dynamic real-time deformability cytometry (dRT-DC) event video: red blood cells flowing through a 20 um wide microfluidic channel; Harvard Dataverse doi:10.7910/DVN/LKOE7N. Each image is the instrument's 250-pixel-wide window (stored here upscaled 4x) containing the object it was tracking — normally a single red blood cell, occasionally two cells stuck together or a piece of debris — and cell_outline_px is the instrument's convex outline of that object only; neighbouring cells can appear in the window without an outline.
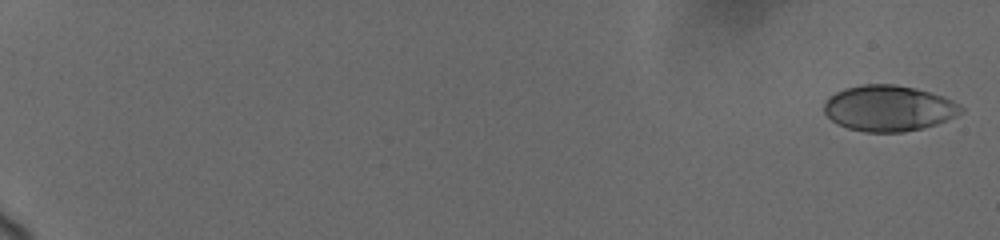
{"species": "human", "species_latin": "Homo sapiens", "temperature_condition": "cold", "stored_images_in_passage": 9, "camera_frame_rate_fps": 3000, "um_per_image_px": 0.085, "donor": {"sex": "female"}, "frame": {"image": 1, "passage_image": 1, "time_ms": 0.0, "image_size_px": [1000, 240], "cell_outline_px": [[964, 108], [956, 116], [936, 124], [924, 128], [904, 132], [864, 132], [848, 128], [832, 120], [824, 112], [824, 104], [828, 96], [844, 88], [864, 84], [896, 84], [916, 88], [952, 100]], "centroid_in_image_um": [75.52, 9.2], "position_along_channel_um": 9.5, "area_um2": 36.47}}
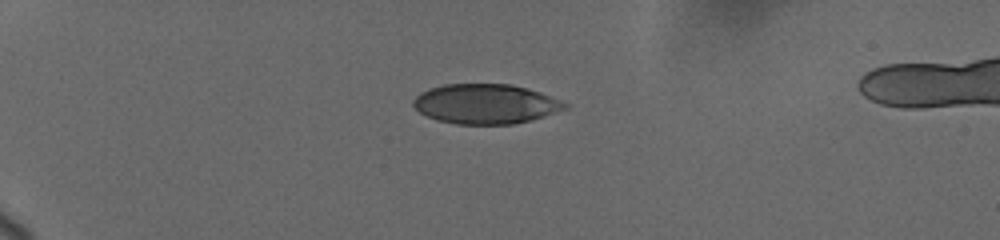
{"frame": {"image": 2, "passage_image": 6, "time_ms": 5.333, "image_size_px": [1000, 240], "cell_outline_px": [[568, 108], [528, 120], [512, 124], [456, 124], [436, 120], [420, 112], [412, 104], [412, 100], [420, 92], [428, 88], [444, 84], [512, 84], [548, 96], [568, 104]], "centroid_in_image_um": [41.19, 8.83], "position_along_channel_um": 43.8, "area_um2": 34.68}}
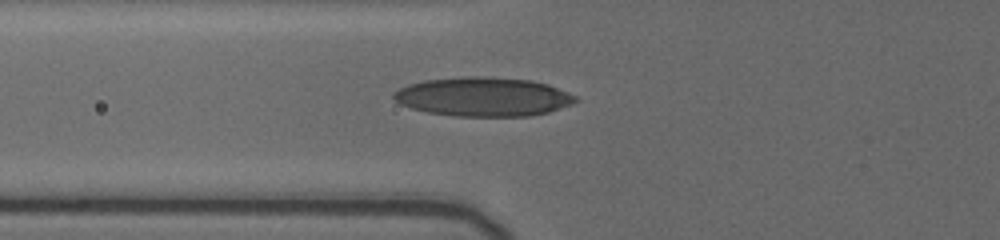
{"frame": {"image": 3, "passage_image": 9, "time_ms": 8.0, "image_size_px": [1000, 240], "cell_outline_px": [[580, 100], [572, 104], [548, 112], [528, 116], [452, 116], [428, 112], [412, 108], [400, 104], [392, 96], [392, 92], [408, 84], [424, 80], [460, 76], [484, 76], [532, 80], [548, 84], [576, 96]], "centroid_in_image_um": [41.06, 8.21], "position_along_channel_um": 84.7, "area_um2": 41.56}}